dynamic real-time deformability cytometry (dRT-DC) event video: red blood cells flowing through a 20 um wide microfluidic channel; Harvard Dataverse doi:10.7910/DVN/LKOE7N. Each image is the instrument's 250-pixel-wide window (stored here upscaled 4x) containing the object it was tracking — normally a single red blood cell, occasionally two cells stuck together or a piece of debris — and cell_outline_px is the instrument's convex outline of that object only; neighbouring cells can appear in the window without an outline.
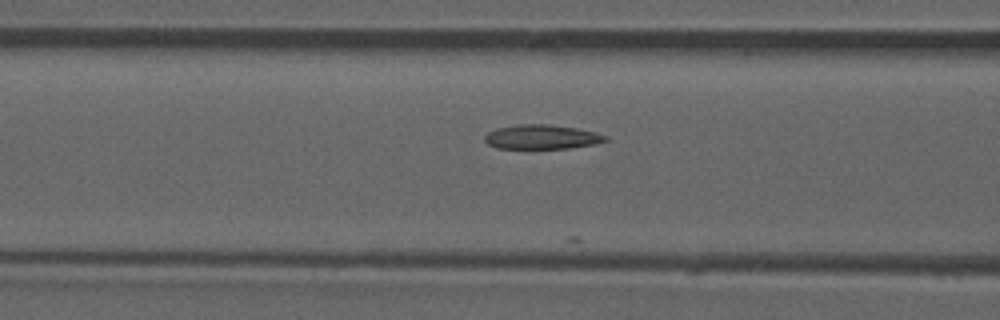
{"species": "common noctule bat (a hibernating species)", "species_latin": "Nyctalus noctula", "temperature_condition": "room temperature", "stored_images_in_passage": 11, "camera_frame_rate_fps": 3000, "um_per_image_px": 0.085, "animal": {"sex": "male", "forearm_length_mm": 52.5}, "frame": {"image": 1, "passage_image": 6, "time_ms": 1.667, "image_size_px": [1000, 320], "cell_outline_px": [[608, 140], [596, 144], [568, 148], [496, 148], [488, 144], [484, 140], [484, 136], [488, 132], [496, 128], [516, 124], [548, 124], [576, 128], [596, 132], [608, 136]], "centroid_in_image_um": [46.05, 11.63], "position_along_channel_um": 120.6, "area_um2": 17.22}}